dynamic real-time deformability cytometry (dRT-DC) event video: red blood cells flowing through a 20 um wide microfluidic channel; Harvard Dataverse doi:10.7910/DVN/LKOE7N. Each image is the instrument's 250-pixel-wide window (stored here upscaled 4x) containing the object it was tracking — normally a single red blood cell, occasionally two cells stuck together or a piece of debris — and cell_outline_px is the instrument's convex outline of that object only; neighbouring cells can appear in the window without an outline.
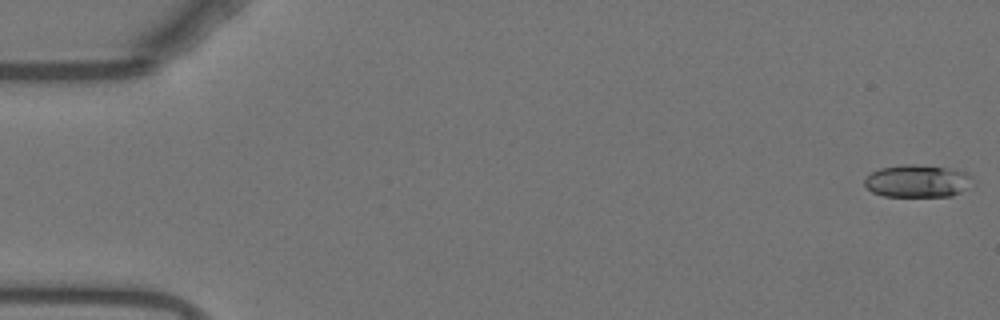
{"species": "Egyptian fruit bat (a non-hibernating species)", "species_latin": "Rousettus aegyptiacus", "temperature_condition": "warm", "stored_images_in_passage": 52, "camera_frame_rate_fps": 3000, "um_per_image_px": 0.085, "animal": {"sex": "female"}, "frame": {"image": 1, "passage_image": 1, "time_ms": 0.0, "image_size_px": [1000, 320], "cell_outline_px": [[972, 176], [964, 188], [960, 192], [952, 196], [884, 196], [872, 192], [864, 184], [864, 180], [872, 172], [880, 168], [900, 164], [912, 164], [948, 168], [964, 172]], "centroid_in_image_um": [77.91, 15.38], "position_along_channel_um": 7.1, "area_um2": 20.11}}
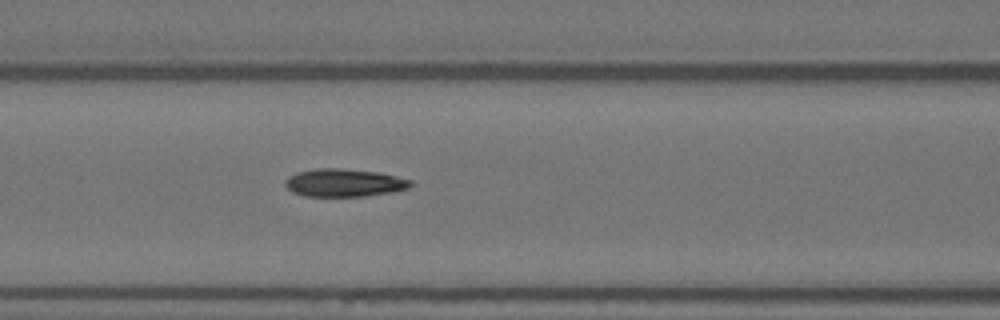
{"frame": {"image": 2, "passage_image": 23, "time_ms": 7.333, "image_size_px": [1000, 320], "cell_outline_px": [[412, 184], [408, 188], [392, 192], [364, 196], [304, 196], [292, 192], [284, 184], [284, 180], [288, 176], [296, 172], [316, 168], [340, 168], [380, 172], [412, 180]], "centroid_in_image_um": [29.23, 15.53], "position_along_channel_um": 137.4, "area_um2": 20.52}}
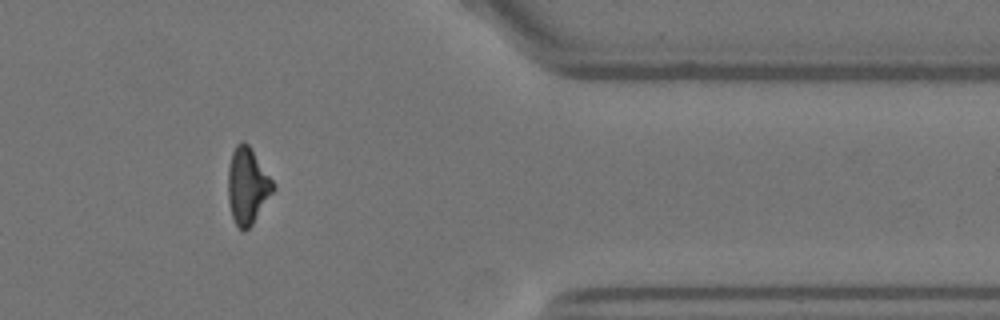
{"frame": {"image": 3, "passage_image": 45, "time_ms": 14.667, "image_size_px": [1000, 320], "cell_outline_px": [[276, 188], [252, 224], [244, 232], [236, 224], [232, 216], [228, 200], [228, 168], [232, 152], [236, 144], [240, 140], [244, 140], [248, 144], [276, 184]], "centroid_in_image_um": [21.04, 15.77], "position_along_channel_um": 390.4, "area_um2": 20.11}, "authors_computed_cell_mechanics": {"area_um2": 20.1722, "velocity_mm_per_s": 3.7469, "shape_relaxation_time_tau1_ms": 9.5599, "shape_relaxation_time_tau2_ms": 2.4001, "deformation_change_tau1": 0.2832, "deformation_change_tau2": 0.1038}}